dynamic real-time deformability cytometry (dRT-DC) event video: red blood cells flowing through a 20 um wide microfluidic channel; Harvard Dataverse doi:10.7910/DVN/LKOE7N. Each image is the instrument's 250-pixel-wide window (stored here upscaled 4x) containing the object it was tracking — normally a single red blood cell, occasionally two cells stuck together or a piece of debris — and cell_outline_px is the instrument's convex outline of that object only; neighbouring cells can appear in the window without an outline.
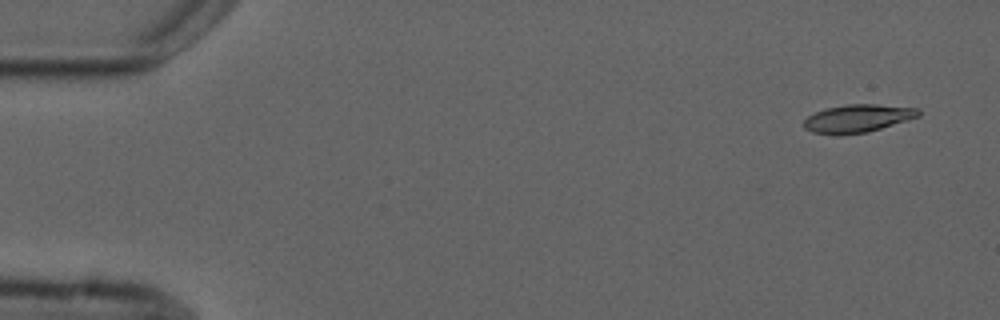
{"species": "common noctule bat (a hibernating species)", "species_latin": "Nyctalus noctula", "temperature_condition": "cold", "stored_images_in_passage": 9, "camera_frame_rate_fps": 3000, "um_per_image_px": 0.085, "animal": {"sex": "male", "forearm_length_mm": 52.5}, "frame": {"image": 1, "passage_image": 1, "time_ms": 0.0, "image_size_px": [1000, 320], "cell_outline_px": [[920, 116], [908, 120], [868, 132], [836, 136], [812, 132], [804, 128], [804, 120], [808, 116], [816, 112], [828, 108], [848, 104], [876, 104], [920, 108]], "centroid_in_image_um": [72.91, 10.08], "position_along_channel_um": 12.1, "area_um2": 18.79}}
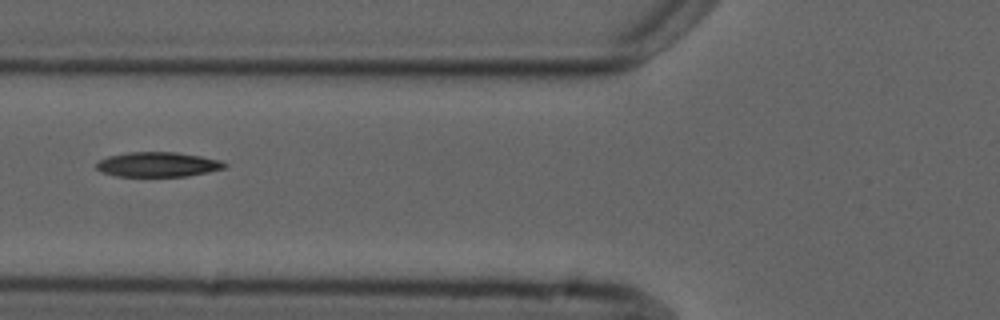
{"frame": {"image": 2, "passage_image": 6, "time_ms": 6.0, "image_size_px": [1000, 320], "cell_outline_px": [[228, 164], [224, 168], [208, 172], [184, 176], [116, 176], [100, 172], [96, 168], [96, 164], [100, 160], [108, 156], [128, 152], [176, 152], [200, 156], [220, 160]], "centroid_in_image_um": [13.39, 13.98], "position_along_channel_um": 112.4, "area_um2": 18.44}}
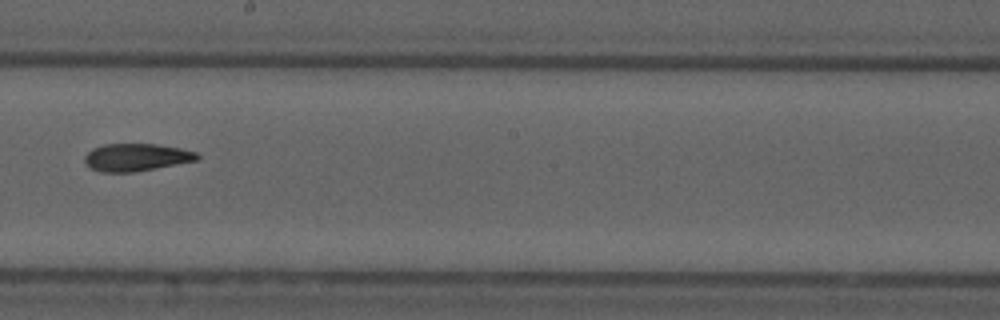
{"frame": {"image": 3, "passage_image": 9, "time_ms": 9.333, "image_size_px": [1000, 320], "cell_outline_px": [[200, 156], [196, 160], [132, 172], [100, 172], [88, 168], [84, 164], [84, 156], [92, 148], [104, 144], [156, 144], [180, 148], [196, 152]], "centroid_in_image_um": [11.5, 13.37], "position_along_channel_um": 236.7, "area_um2": 17.98}}